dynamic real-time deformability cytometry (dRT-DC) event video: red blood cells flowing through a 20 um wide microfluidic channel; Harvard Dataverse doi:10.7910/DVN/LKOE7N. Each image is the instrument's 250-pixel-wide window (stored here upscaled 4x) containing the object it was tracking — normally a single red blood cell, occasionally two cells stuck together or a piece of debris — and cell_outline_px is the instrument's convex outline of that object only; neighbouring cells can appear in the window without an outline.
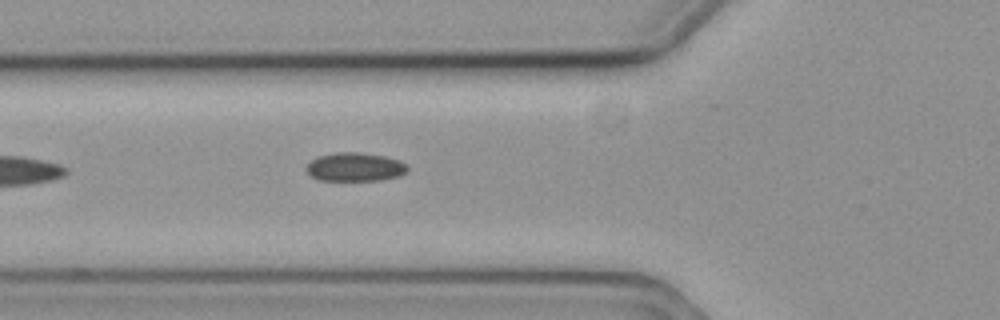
{"species": "common noctule bat (a hibernating species)", "species_latin": "Nyctalus noctula", "temperature_condition": "cold", "stored_images_in_passage": 6, "camera_frame_rate_fps": 3000, "um_per_image_px": 0.085, "animal": {"sex": "female", "body_mass_g": 19.3, "forearm_length_mm": 54.1}, "frame": {"image": 1, "passage_image": 6, "time_ms": 1.667, "image_size_px": [1000, 320], "cell_outline_px": [[408, 172], [400, 176], [380, 180], [320, 180], [312, 176], [304, 168], [312, 160], [320, 156], [336, 152], [360, 152], [384, 156], [400, 160], [408, 164]], "centroid_in_image_um": [30.23, 14.19], "position_along_channel_um": 95.6, "area_um2": 16.94}}